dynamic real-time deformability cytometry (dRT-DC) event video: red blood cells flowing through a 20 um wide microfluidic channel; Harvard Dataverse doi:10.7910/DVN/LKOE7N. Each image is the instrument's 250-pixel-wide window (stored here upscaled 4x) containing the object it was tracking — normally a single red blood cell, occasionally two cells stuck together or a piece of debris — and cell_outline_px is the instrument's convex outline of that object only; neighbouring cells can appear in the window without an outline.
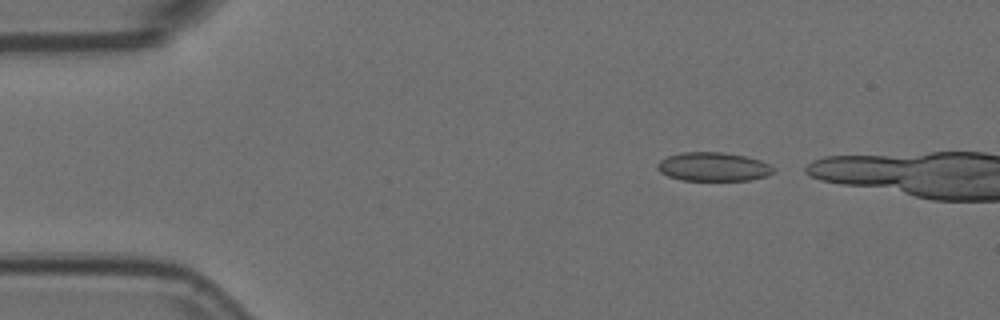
{"species": "Egyptian fruit bat (a non-hibernating species)", "species_latin": "Rousettus aegyptiacus", "temperature_condition": "room temperature", "stored_images_in_passage": 2, "camera_frame_rate_fps": 3000, "um_per_image_px": 0.085, "animal": {"sex": "female"}, "frame": {"image": 1, "passage_image": 2, "time_ms": 0.333, "image_size_px": [1000, 320], "cell_outline_px": [[776, 172], [768, 176], [752, 180], [680, 180], [668, 176], [660, 172], [656, 168], [656, 164], [660, 160], [668, 156], [680, 152], [724, 152], [748, 156], [760, 160], [776, 168]], "centroid_in_image_um": [60.66, 14.17], "position_along_channel_um": 24.3, "area_um2": 19.83}}